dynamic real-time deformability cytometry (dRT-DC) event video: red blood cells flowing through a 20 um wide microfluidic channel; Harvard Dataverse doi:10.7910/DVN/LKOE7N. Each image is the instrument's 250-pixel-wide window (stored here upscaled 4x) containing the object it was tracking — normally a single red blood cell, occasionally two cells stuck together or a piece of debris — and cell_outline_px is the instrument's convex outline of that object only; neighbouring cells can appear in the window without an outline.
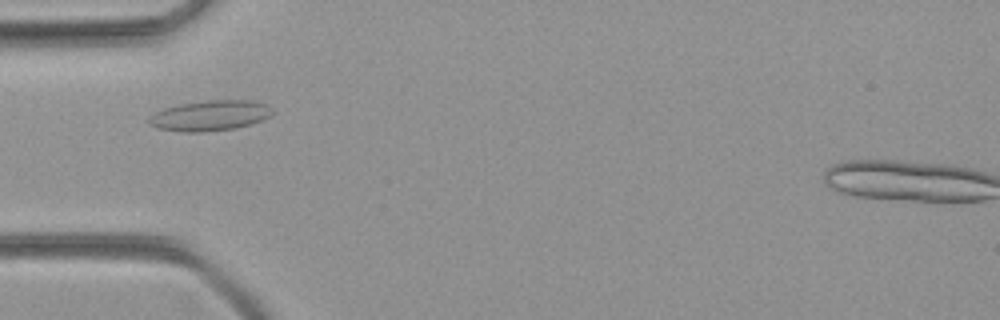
{"species": "common noctule bat (a hibernating species)", "species_latin": "Nyctalus noctula", "temperature_condition": "room temperature", "stored_images_in_passage": 46, "camera_frame_rate_fps": 3000, "um_per_image_px": 0.085, "animal": {"sex": "female", "body_mass_g": 21.9}, "frame": {"image": 1, "passage_image": 12, "time_ms": 3.667, "image_size_px": [1000, 320], "cell_outline_px": [[272, 116], [264, 120], [252, 124], [236, 128], [200, 132], [184, 132], [156, 128], [148, 124], [148, 116], [164, 108], [180, 104], [208, 100], [252, 100], [264, 104], [272, 112]], "centroid_in_image_um": [17.82, 9.83], "position_along_channel_um": 67.2, "area_um2": 21.91}}
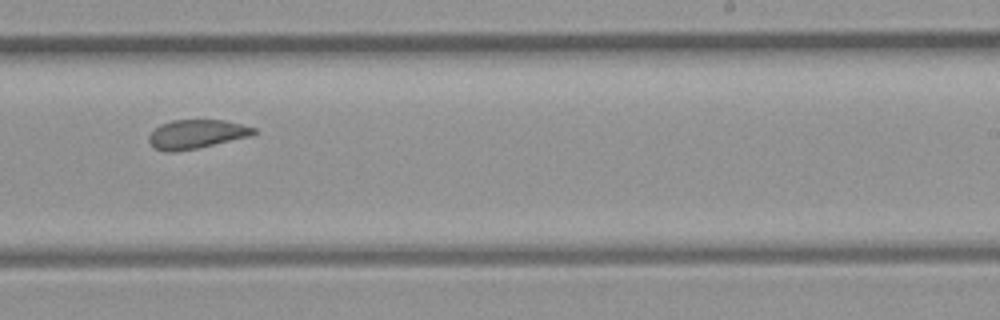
{"frame": {"image": 2, "passage_image": 27, "time_ms": 8.667, "image_size_px": [1000, 320], "cell_outline_px": [[256, 132], [248, 136], [196, 148], [172, 152], [168, 152], [156, 148], [148, 140], [148, 136], [160, 124], [172, 120], [224, 120], [256, 128]], "centroid_in_image_um": [16.67, 11.39], "position_along_channel_um": 272.3, "area_um2": 17.22}}
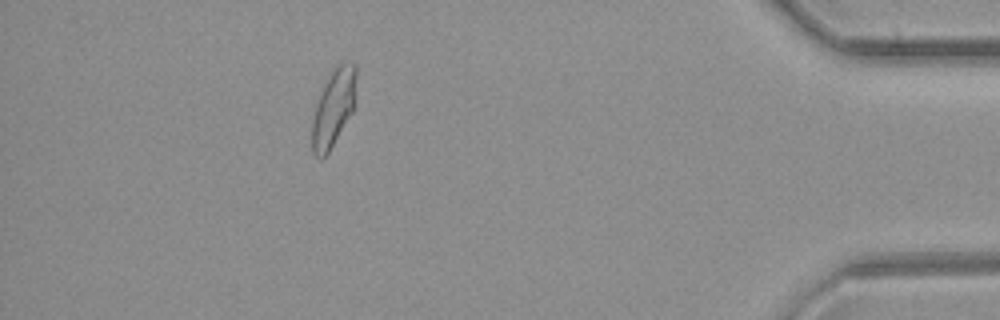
{"frame": {"image": 3, "passage_image": 41, "time_ms": 13.333, "image_size_px": [1000, 320], "cell_outline_px": [[356, 76], [352, 112], [328, 152], [320, 160], [312, 152], [312, 120], [316, 104], [320, 92], [332, 68], [340, 64], [356, 64]], "centroid_in_image_um": [28.31, 9.17], "position_along_channel_um": 406.9, "area_um2": 19.42}}